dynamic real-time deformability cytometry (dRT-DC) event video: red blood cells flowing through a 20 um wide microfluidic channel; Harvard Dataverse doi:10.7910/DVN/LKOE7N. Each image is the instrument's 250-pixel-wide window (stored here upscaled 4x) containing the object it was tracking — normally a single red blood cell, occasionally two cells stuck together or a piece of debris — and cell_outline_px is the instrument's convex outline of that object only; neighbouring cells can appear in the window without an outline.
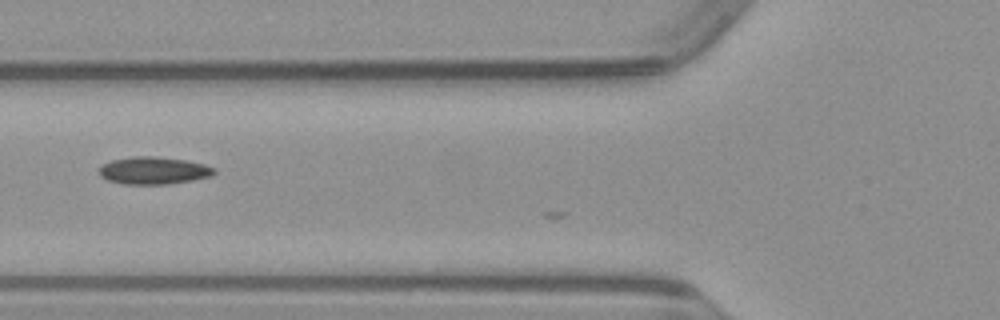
{"species": "common noctule bat (a hibernating species)", "species_latin": "Nyctalus noctula", "temperature_condition": "warm", "stored_images_in_passage": 6, "camera_frame_rate_fps": 3000, "um_per_image_px": 0.085, "animal": {"sex": "male", "body_mass_g": 23.1, "forearm_length_mm": 52.7}, "frame": {"image": 1, "passage_image": 5, "time_ms": 1.333, "image_size_px": [1000, 320], "cell_outline_px": [[216, 172], [212, 176], [192, 180], [168, 184], [124, 184], [108, 180], [100, 176], [100, 168], [104, 164], [112, 160], [132, 156], [156, 156], [184, 160], [204, 164], [216, 168]], "centroid_in_image_um": [13.08, 14.49], "position_along_channel_um": 112.7, "area_um2": 18.32}}